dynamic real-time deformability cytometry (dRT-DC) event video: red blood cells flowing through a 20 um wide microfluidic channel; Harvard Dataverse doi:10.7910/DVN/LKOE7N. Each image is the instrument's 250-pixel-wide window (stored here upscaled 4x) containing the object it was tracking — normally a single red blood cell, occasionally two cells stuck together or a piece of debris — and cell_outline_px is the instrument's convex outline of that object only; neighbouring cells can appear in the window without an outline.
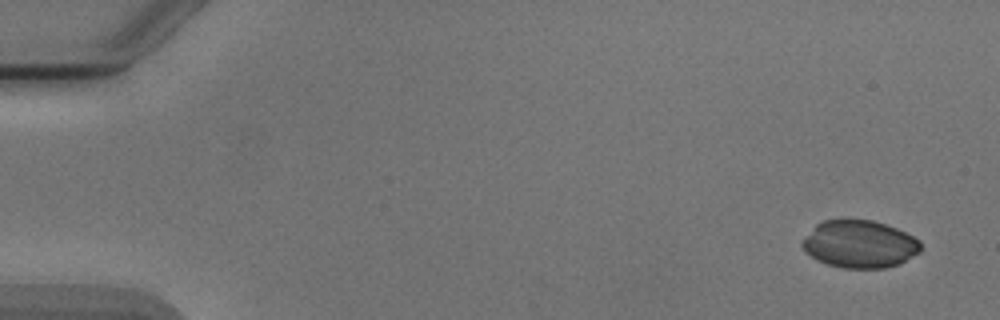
{"species": "Egyptian fruit bat (a non-hibernating species)", "species_latin": "Rousettus aegyptiacus", "temperature_condition": "cold", "stored_images_in_passage": 5, "camera_frame_rate_fps": 3000, "um_per_image_px": 0.085, "animal": {"sex": "male"}, "frame": {"image": 1, "passage_image": 1, "time_ms": 0.0, "image_size_px": [1000, 320], "cell_outline_px": [[924, 248], [920, 252], [900, 264], [884, 268], [844, 268], [828, 264], [816, 260], [804, 252], [800, 244], [800, 240], [816, 224], [824, 220], [872, 220], [896, 228], [920, 240]], "centroid_in_image_um": [73.05, 20.76], "position_along_channel_um": 12.0, "area_um2": 33.12}}